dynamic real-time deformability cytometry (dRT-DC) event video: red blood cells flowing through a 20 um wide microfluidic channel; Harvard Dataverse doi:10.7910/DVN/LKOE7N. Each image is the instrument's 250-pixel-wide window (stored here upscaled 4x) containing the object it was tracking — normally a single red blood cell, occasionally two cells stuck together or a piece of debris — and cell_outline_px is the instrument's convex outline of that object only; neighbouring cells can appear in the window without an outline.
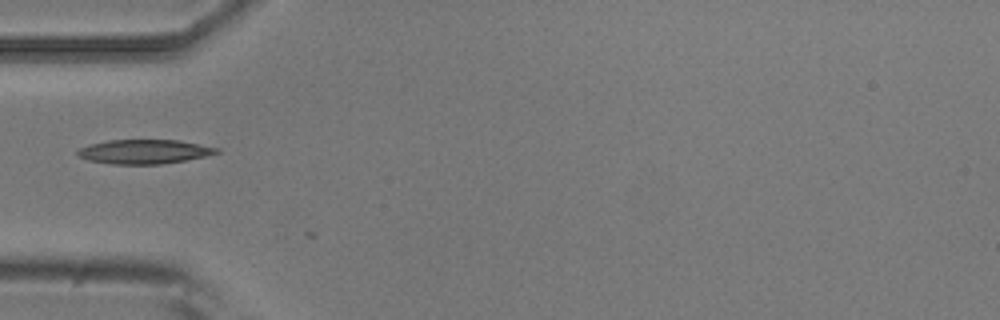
{"species": "common noctule bat (a hibernating species)", "species_latin": "Nyctalus noctula", "temperature_condition": "room temperature", "stored_images_in_passage": 4, "camera_frame_rate_fps": 3000, "um_per_image_px": 0.085, "animal": {"sex": "male", "body_mass_g": 20.5, "forearm_length_mm": 52.5}, "frame": {"image": 1, "passage_image": 4, "time_ms": 1.0, "image_size_px": [1000, 320], "cell_outline_px": [[220, 152], [204, 156], [184, 160], [160, 164], [112, 164], [88, 160], [76, 156], [76, 152], [80, 148], [88, 144], [108, 140], [180, 140], [220, 148]], "centroid_in_image_um": [12.22, 12.88], "position_along_channel_um": 72.8, "area_um2": 19.65}}